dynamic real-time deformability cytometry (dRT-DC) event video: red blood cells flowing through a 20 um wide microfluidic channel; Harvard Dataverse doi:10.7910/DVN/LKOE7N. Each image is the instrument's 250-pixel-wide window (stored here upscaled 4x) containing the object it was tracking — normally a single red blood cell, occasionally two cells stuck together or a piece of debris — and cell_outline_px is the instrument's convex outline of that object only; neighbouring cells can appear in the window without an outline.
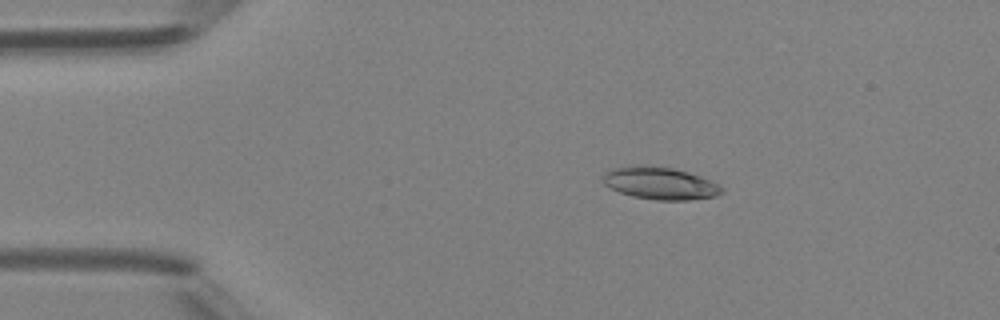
{"species": "Egyptian fruit bat (a non-hibernating species)", "species_latin": "Rousettus aegyptiacus", "temperature_condition": "room temperature", "stored_images_in_passage": 5, "camera_frame_rate_fps": 3000, "um_per_image_px": 0.085, "animal": {"sex": "female"}, "frame": {"image": 1, "passage_image": 3, "time_ms": 2.333, "image_size_px": [1000, 320], "cell_outline_px": [[724, 192], [716, 196], [688, 200], [656, 200], [632, 196], [620, 192], [604, 184], [604, 172], [612, 168], [644, 164], [672, 168], [688, 172], [700, 176], [724, 188]], "centroid_in_image_um": [56.11, 15.57], "position_along_channel_um": 28.9, "area_um2": 22.31}}
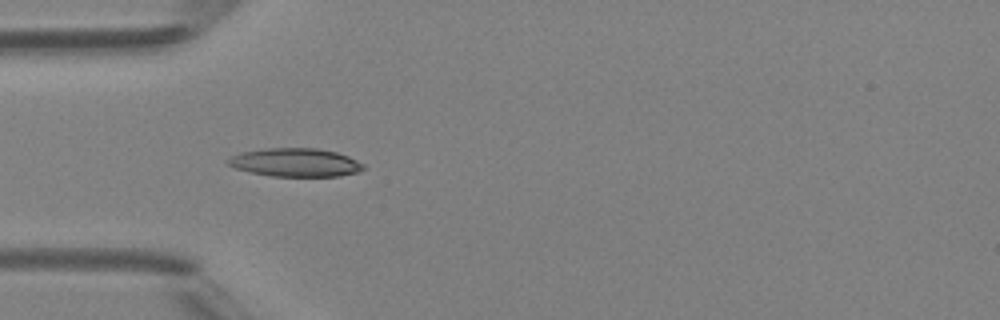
{"frame": {"image": 2, "passage_image": 5, "time_ms": 4.333, "image_size_px": [1000, 320], "cell_outline_px": [[364, 168], [356, 172], [340, 176], [272, 176], [252, 172], [236, 168], [228, 164], [224, 160], [240, 152], [268, 148], [316, 148], [336, 152], [348, 156], [364, 164]], "centroid_in_image_um": [25.09, 13.8], "position_along_channel_um": 59.9, "area_um2": 22.25}}